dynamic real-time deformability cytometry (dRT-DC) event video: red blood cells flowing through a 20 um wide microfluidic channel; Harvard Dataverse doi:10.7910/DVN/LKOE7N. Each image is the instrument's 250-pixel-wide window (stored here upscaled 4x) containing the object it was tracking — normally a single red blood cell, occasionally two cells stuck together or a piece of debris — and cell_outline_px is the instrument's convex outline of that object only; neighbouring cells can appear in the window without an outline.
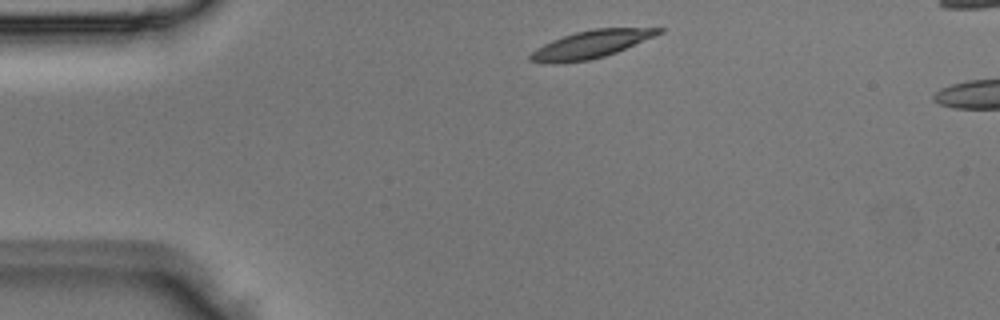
{"species": "Egyptian fruit bat (a non-hibernating species)", "species_latin": "Rousettus aegyptiacus", "temperature_condition": "room temperature", "stored_images_in_passage": 3, "camera_frame_rate_fps": 3000, "um_per_image_px": 0.085, "animal": {"sex": "male"}, "frame": {"image": 1, "passage_image": 1, "time_ms": 0.0, "image_size_px": [1000, 320], "cell_outline_px": [[664, 32], [656, 36], [616, 52], [604, 56], [588, 60], [528, 60], [528, 56], [536, 48], [552, 40], [576, 32], [592, 28], [664, 28]], "centroid_in_image_um": [50.37, 3.7], "position_along_channel_um": 34.6, "area_um2": 19.71}}